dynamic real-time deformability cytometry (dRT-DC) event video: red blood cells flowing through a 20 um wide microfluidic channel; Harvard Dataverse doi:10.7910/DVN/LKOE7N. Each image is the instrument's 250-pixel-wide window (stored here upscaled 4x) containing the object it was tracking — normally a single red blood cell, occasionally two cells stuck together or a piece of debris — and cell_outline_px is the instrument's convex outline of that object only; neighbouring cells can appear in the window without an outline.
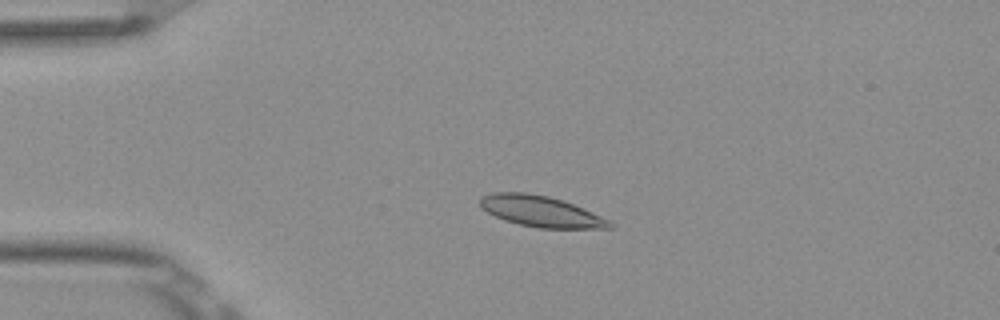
{"species": "Egyptian fruit bat (a non-hibernating species)", "species_latin": "Rousettus aegyptiacus", "temperature_condition": "room temperature", "stored_images_in_passage": 5, "camera_frame_rate_fps": 3000, "um_per_image_px": 0.085, "frame": {"image": 1, "passage_image": 4, "time_ms": 1.0, "image_size_px": [1000, 320], "cell_outline_px": [[612, 228], [540, 228], [520, 224], [504, 220], [480, 208], [480, 196], [492, 192], [528, 192], [548, 196], [564, 200], [600, 216], [608, 220], [612, 224]], "centroid_in_image_um": [45.91, 17.95], "position_along_channel_um": 39.1, "area_um2": 23.24}}